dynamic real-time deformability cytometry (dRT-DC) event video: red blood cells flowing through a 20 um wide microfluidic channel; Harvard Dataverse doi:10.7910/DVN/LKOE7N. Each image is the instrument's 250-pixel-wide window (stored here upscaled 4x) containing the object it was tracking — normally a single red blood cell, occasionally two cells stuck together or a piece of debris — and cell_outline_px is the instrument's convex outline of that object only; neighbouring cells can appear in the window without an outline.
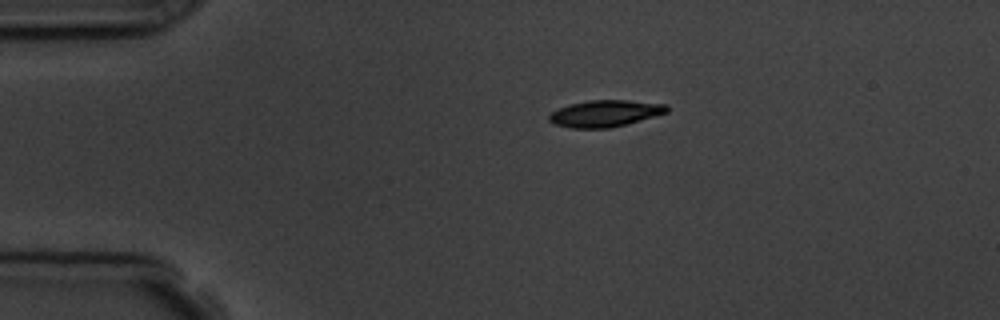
{"species": "common noctule bat (a hibernating species)", "species_latin": "Nyctalus noctula", "temperature_condition": "room temperature", "stored_images_in_passage": 4, "camera_frame_rate_fps": 3000, "um_per_image_px": 0.085, "animal": {"sex": "male", "body_mass_g": 19.5, "forearm_length_mm": 54.6}, "frame": {"image": 1, "passage_image": 1, "time_ms": 0.0, "image_size_px": [1000, 320], "cell_outline_px": [[668, 112], [624, 124], [608, 128], [572, 128], [556, 124], [548, 120], [548, 116], [552, 112], [560, 108], [572, 104], [588, 100], [628, 100], [668, 104]], "centroid_in_image_um": [51.44, 9.63], "position_along_channel_um": 33.6, "area_um2": 17.98}}
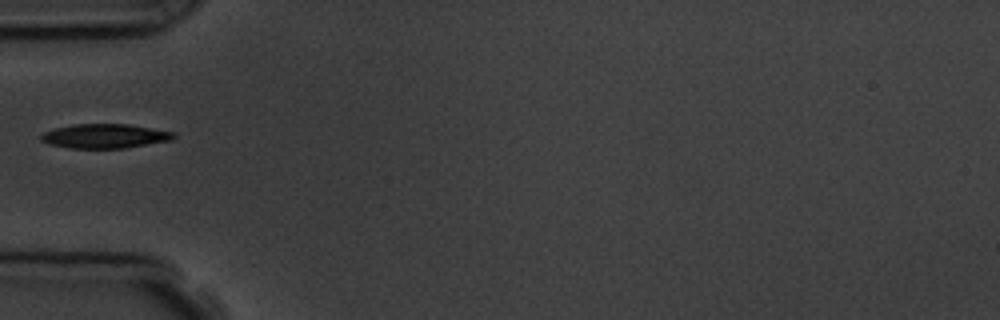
{"frame": {"image": 2, "passage_image": 3, "time_ms": 2.333, "image_size_px": [1000, 320], "cell_outline_px": [[176, 136], [172, 140], [124, 148], [68, 148], [48, 144], [40, 140], [40, 136], [44, 132], [56, 128], [72, 124], [128, 124], [176, 132]], "centroid_in_image_um": [8.91, 11.56], "position_along_channel_um": 76.1, "area_um2": 18.84}}